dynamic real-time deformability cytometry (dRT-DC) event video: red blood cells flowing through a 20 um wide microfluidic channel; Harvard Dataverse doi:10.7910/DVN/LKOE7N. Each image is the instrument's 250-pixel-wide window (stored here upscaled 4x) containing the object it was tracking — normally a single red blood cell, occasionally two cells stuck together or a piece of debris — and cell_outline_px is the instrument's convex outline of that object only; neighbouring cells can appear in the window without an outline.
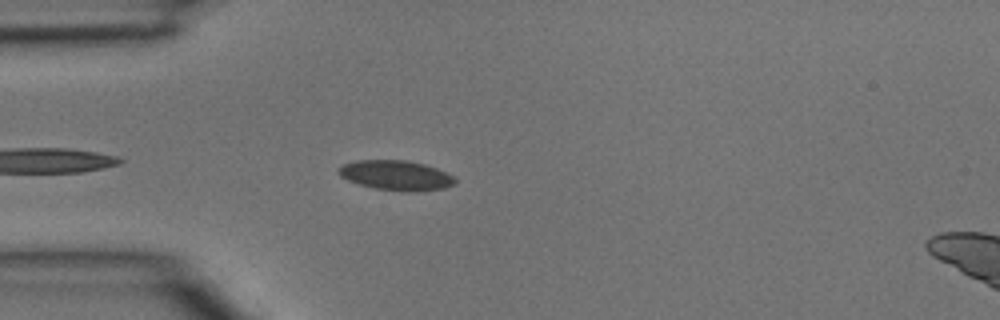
{"species": "common noctule bat (a hibernating species)", "species_latin": "Nyctalus noctula", "temperature_condition": "room temperature", "stored_images_in_passage": 4, "camera_frame_rate_fps": 3000, "um_per_image_px": 0.085, "animal": {"sex": "male", "body_mass_g": 15.6}, "frame": {"image": 1, "passage_image": 3, "time_ms": 0.667, "image_size_px": [1000, 320], "cell_outline_px": [[456, 184], [444, 188], [376, 188], [360, 184], [348, 180], [340, 176], [336, 172], [336, 168], [344, 164], [356, 160], [404, 160], [424, 164], [436, 168], [452, 176], [456, 180]], "centroid_in_image_um": [33.57, 14.83], "position_along_channel_um": 51.4, "area_um2": 19.13}}